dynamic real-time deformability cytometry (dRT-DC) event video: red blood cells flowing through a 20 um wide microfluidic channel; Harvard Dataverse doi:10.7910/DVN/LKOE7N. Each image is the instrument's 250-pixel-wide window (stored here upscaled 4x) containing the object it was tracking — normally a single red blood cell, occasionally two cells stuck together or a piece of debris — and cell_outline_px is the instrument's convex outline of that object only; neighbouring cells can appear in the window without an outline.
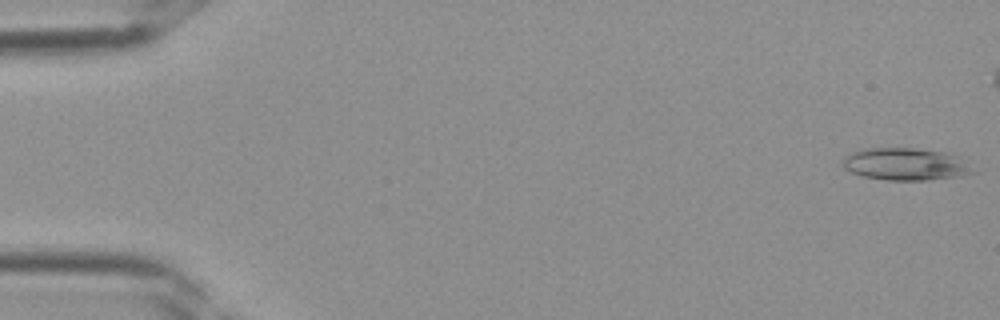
{"species": "Egyptian fruit bat (a non-hibernating species)", "species_latin": "Rousettus aegyptiacus", "temperature_condition": "room temperature", "stored_images_in_passage": 30, "camera_frame_rate_fps": 3000, "um_per_image_px": 0.085, "frame": {"image": 1, "passage_image": 1, "time_ms": 0.0, "image_size_px": [1000, 320], "cell_outline_px": [[976, 172], [960, 176], [928, 180], [884, 180], [864, 176], [848, 172], [840, 164], [844, 156], [860, 148], [916, 148], [944, 152], [960, 156]], "centroid_in_image_um": [76.93, 13.95], "position_along_channel_um": 8.1, "area_um2": 24.85}}
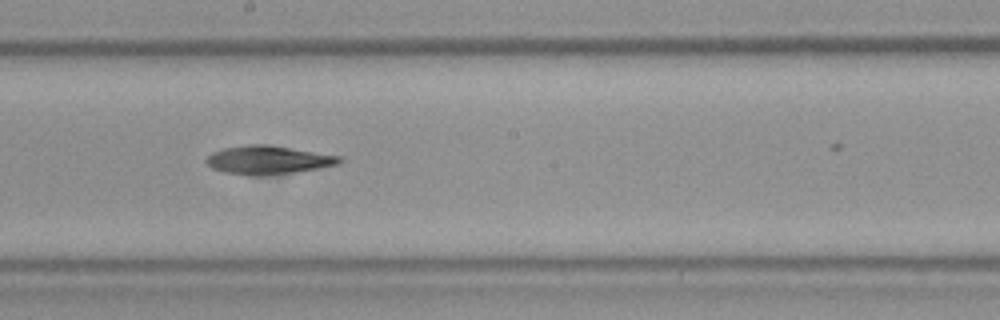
{"frame": {"image": 2, "passage_image": 21, "time_ms": 6.667, "image_size_px": [1000, 320], "cell_outline_px": [[344, 160], [340, 164], [320, 168], [264, 176], [252, 176], [224, 172], [212, 168], [204, 160], [212, 152], [224, 148], [248, 144], [264, 144], [340, 156]], "centroid_in_image_um": [22.78, 13.61], "position_along_channel_um": 225.4, "area_um2": 22.02}}
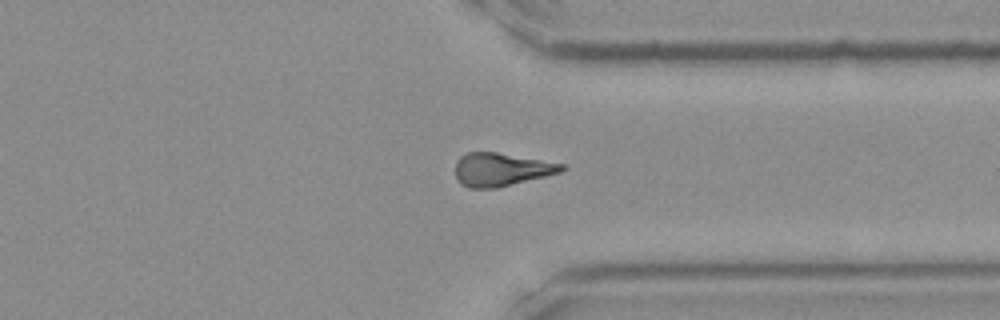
{"frame": {"image": 3, "passage_image": 29, "time_ms": 9.333, "image_size_px": [1000, 320], "cell_outline_px": [[568, 168], [560, 172], [496, 188], [468, 188], [460, 184], [456, 176], [456, 160], [460, 156], [468, 152], [496, 152], [568, 164]], "centroid_in_image_um": [42.62, 14.4], "position_along_channel_um": 368.8, "area_um2": 20.63}}